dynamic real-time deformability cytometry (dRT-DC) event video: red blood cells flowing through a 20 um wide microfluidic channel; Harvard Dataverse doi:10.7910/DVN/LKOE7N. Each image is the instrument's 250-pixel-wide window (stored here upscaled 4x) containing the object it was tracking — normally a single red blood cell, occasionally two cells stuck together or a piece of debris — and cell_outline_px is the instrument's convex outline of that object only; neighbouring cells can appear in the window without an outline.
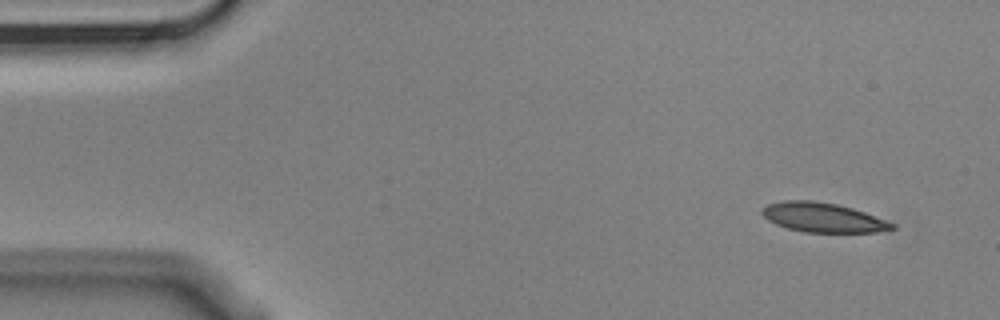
{"species": "Egyptian fruit bat (a non-hibernating species)", "species_latin": "Rousettus aegyptiacus", "temperature_condition": "cold", "stored_images_in_passage": 4, "camera_frame_rate_fps": 3000, "um_per_image_px": 0.085, "animal": {"sex": "male"}, "frame": {"image": 1, "passage_image": 1, "time_ms": 0.0, "image_size_px": [1000, 320], "cell_outline_px": [[896, 228], [876, 232], [804, 232], [788, 228], [776, 224], [768, 220], [760, 212], [768, 204], [784, 200], [812, 200], [836, 204], [852, 208], [864, 212], [896, 224]], "centroid_in_image_um": [69.95, 18.48], "position_along_channel_um": 15.1, "area_um2": 22.14}}
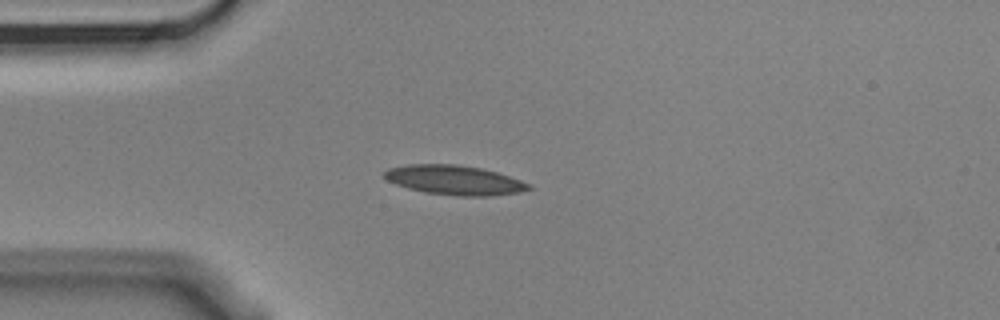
{"frame": {"image": 2, "passage_image": 4, "time_ms": 1.0, "image_size_px": [1000, 320], "cell_outline_px": [[532, 188], [520, 192], [488, 196], [460, 196], [424, 192], [408, 188], [396, 184], [388, 180], [384, 176], [384, 172], [388, 168], [408, 164], [456, 164], [480, 168], [496, 172], [532, 184]], "centroid_in_image_um": [38.63, 15.3], "position_along_channel_um": 46.4, "area_um2": 24.68}}